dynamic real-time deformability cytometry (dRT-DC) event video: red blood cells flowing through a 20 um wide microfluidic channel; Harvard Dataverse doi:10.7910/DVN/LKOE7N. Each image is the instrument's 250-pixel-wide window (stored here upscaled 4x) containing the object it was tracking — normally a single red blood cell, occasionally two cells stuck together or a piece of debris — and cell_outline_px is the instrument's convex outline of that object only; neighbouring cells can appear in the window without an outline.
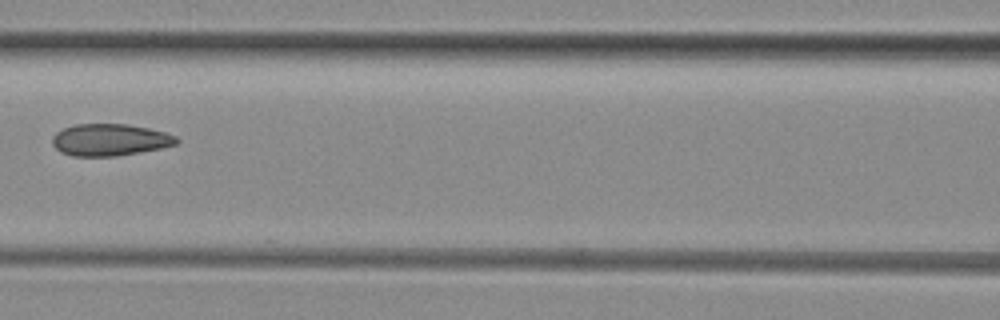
{"species": "common noctule bat (a hibernating species)", "species_latin": "Nyctalus noctula", "temperature_condition": "room temperature", "stored_images_in_passage": 7, "camera_frame_rate_fps": 3000, "um_per_image_px": 0.085, "animal": {"sex": "female", "body_mass_g": 29.2, "forearm_length_mm": 56.3}, "frame": {"image": 1, "passage_image": 5, "time_ms": 4.667, "image_size_px": [1000, 320], "cell_outline_px": [[180, 140], [176, 144], [160, 148], [116, 156], [72, 156], [60, 152], [52, 144], [52, 136], [56, 132], [64, 128], [76, 124], [128, 124], [148, 128], [164, 132], [176, 136]], "centroid_in_image_um": [9.31, 11.88], "position_along_channel_um": 157.3, "area_um2": 23.06}}
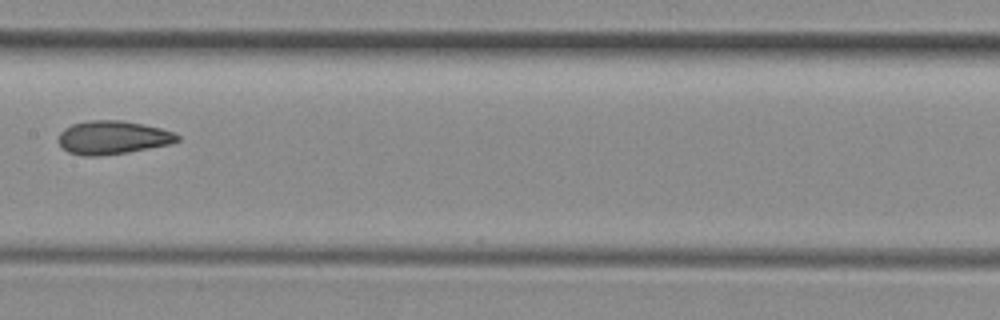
{"frame": {"image": 2, "passage_image": 6, "time_ms": 5.667, "image_size_px": [1000, 320], "cell_outline_px": [[180, 140], [168, 144], [128, 152], [100, 156], [84, 156], [68, 152], [56, 140], [60, 132], [64, 128], [72, 124], [88, 120], [120, 120], [160, 128], [176, 132], [180, 136]], "centroid_in_image_um": [9.55, 11.69], "position_along_channel_um": 197.8, "area_um2": 23.18}}
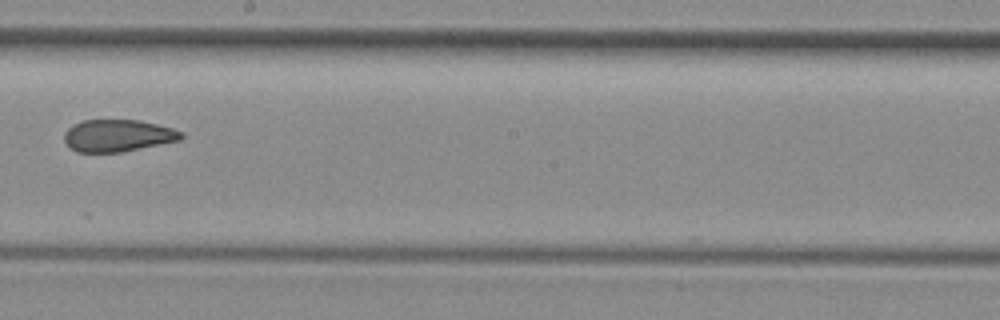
{"frame": {"image": 3, "passage_image": 7, "time_ms": 6.667, "image_size_px": [1000, 320], "cell_outline_px": [[184, 136], [180, 140], [120, 152], [76, 152], [64, 140], [64, 132], [68, 128], [84, 120], [140, 120], [172, 128], [184, 132]], "centroid_in_image_um": [10.03, 11.52], "position_along_channel_um": 238.2, "area_um2": 21.68}}